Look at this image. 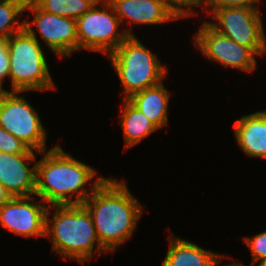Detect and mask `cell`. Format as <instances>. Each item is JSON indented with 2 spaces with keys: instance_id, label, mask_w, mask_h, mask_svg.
I'll return each mask as SVG.
<instances>
[{
  "instance_id": "cell-4",
  "label": "cell",
  "mask_w": 266,
  "mask_h": 266,
  "mask_svg": "<svg viewBox=\"0 0 266 266\" xmlns=\"http://www.w3.org/2000/svg\"><path fill=\"white\" fill-rule=\"evenodd\" d=\"M9 78L11 91H47L56 89L50 75L44 51L32 27L8 38Z\"/></svg>"
},
{
  "instance_id": "cell-9",
  "label": "cell",
  "mask_w": 266,
  "mask_h": 266,
  "mask_svg": "<svg viewBox=\"0 0 266 266\" xmlns=\"http://www.w3.org/2000/svg\"><path fill=\"white\" fill-rule=\"evenodd\" d=\"M193 40L195 46L208 60L248 73L256 68L258 55L251 48L239 45L229 37L218 33L207 21L201 23Z\"/></svg>"
},
{
  "instance_id": "cell-27",
  "label": "cell",
  "mask_w": 266,
  "mask_h": 266,
  "mask_svg": "<svg viewBox=\"0 0 266 266\" xmlns=\"http://www.w3.org/2000/svg\"><path fill=\"white\" fill-rule=\"evenodd\" d=\"M259 266H266V259L262 260V261L259 263Z\"/></svg>"
},
{
  "instance_id": "cell-18",
  "label": "cell",
  "mask_w": 266,
  "mask_h": 266,
  "mask_svg": "<svg viewBox=\"0 0 266 266\" xmlns=\"http://www.w3.org/2000/svg\"><path fill=\"white\" fill-rule=\"evenodd\" d=\"M43 11L77 20L101 0H33Z\"/></svg>"
},
{
  "instance_id": "cell-22",
  "label": "cell",
  "mask_w": 266,
  "mask_h": 266,
  "mask_svg": "<svg viewBox=\"0 0 266 266\" xmlns=\"http://www.w3.org/2000/svg\"><path fill=\"white\" fill-rule=\"evenodd\" d=\"M243 240L251 250L252 265L266 259V231Z\"/></svg>"
},
{
  "instance_id": "cell-24",
  "label": "cell",
  "mask_w": 266,
  "mask_h": 266,
  "mask_svg": "<svg viewBox=\"0 0 266 266\" xmlns=\"http://www.w3.org/2000/svg\"><path fill=\"white\" fill-rule=\"evenodd\" d=\"M261 0H210L209 8L247 7L257 8Z\"/></svg>"
},
{
  "instance_id": "cell-11",
  "label": "cell",
  "mask_w": 266,
  "mask_h": 266,
  "mask_svg": "<svg viewBox=\"0 0 266 266\" xmlns=\"http://www.w3.org/2000/svg\"><path fill=\"white\" fill-rule=\"evenodd\" d=\"M33 200V196L12 197L4 203L0 207L1 226L24 238L45 236L48 206Z\"/></svg>"
},
{
  "instance_id": "cell-17",
  "label": "cell",
  "mask_w": 266,
  "mask_h": 266,
  "mask_svg": "<svg viewBox=\"0 0 266 266\" xmlns=\"http://www.w3.org/2000/svg\"><path fill=\"white\" fill-rule=\"evenodd\" d=\"M123 110H121L120 124L124 134V148H130L133 145L144 140L159 128L139 111L128 99L123 100Z\"/></svg>"
},
{
  "instance_id": "cell-1",
  "label": "cell",
  "mask_w": 266,
  "mask_h": 266,
  "mask_svg": "<svg viewBox=\"0 0 266 266\" xmlns=\"http://www.w3.org/2000/svg\"><path fill=\"white\" fill-rule=\"evenodd\" d=\"M93 184L91 195L82 205L92 217L101 247L113 253L131 237L143 214L142 207L123 181L98 177Z\"/></svg>"
},
{
  "instance_id": "cell-26",
  "label": "cell",
  "mask_w": 266,
  "mask_h": 266,
  "mask_svg": "<svg viewBox=\"0 0 266 266\" xmlns=\"http://www.w3.org/2000/svg\"><path fill=\"white\" fill-rule=\"evenodd\" d=\"M224 266H244L243 264L241 263H238V262H233V263H228V264H225Z\"/></svg>"
},
{
  "instance_id": "cell-25",
  "label": "cell",
  "mask_w": 266,
  "mask_h": 266,
  "mask_svg": "<svg viewBox=\"0 0 266 266\" xmlns=\"http://www.w3.org/2000/svg\"><path fill=\"white\" fill-rule=\"evenodd\" d=\"M11 195L6 191L3 184L0 183V207L11 199Z\"/></svg>"
},
{
  "instance_id": "cell-6",
  "label": "cell",
  "mask_w": 266,
  "mask_h": 266,
  "mask_svg": "<svg viewBox=\"0 0 266 266\" xmlns=\"http://www.w3.org/2000/svg\"><path fill=\"white\" fill-rule=\"evenodd\" d=\"M91 10L76 20L78 51L86 49L105 54L112 53L128 36H135L128 29L118 33L120 19L107 0H101Z\"/></svg>"
},
{
  "instance_id": "cell-14",
  "label": "cell",
  "mask_w": 266,
  "mask_h": 266,
  "mask_svg": "<svg viewBox=\"0 0 266 266\" xmlns=\"http://www.w3.org/2000/svg\"><path fill=\"white\" fill-rule=\"evenodd\" d=\"M234 128L236 142L246 156L266 158V110L243 115Z\"/></svg>"
},
{
  "instance_id": "cell-19",
  "label": "cell",
  "mask_w": 266,
  "mask_h": 266,
  "mask_svg": "<svg viewBox=\"0 0 266 266\" xmlns=\"http://www.w3.org/2000/svg\"><path fill=\"white\" fill-rule=\"evenodd\" d=\"M27 1L0 0V38H9L24 29V20L20 23L18 15L25 12Z\"/></svg>"
},
{
  "instance_id": "cell-5",
  "label": "cell",
  "mask_w": 266,
  "mask_h": 266,
  "mask_svg": "<svg viewBox=\"0 0 266 266\" xmlns=\"http://www.w3.org/2000/svg\"><path fill=\"white\" fill-rule=\"evenodd\" d=\"M108 56L123 86L124 99L161 83L167 75V66L135 36H128Z\"/></svg>"
},
{
  "instance_id": "cell-23",
  "label": "cell",
  "mask_w": 266,
  "mask_h": 266,
  "mask_svg": "<svg viewBox=\"0 0 266 266\" xmlns=\"http://www.w3.org/2000/svg\"><path fill=\"white\" fill-rule=\"evenodd\" d=\"M9 50H8V38H0V90L2 88L3 80L9 77Z\"/></svg>"
},
{
  "instance_id": "cell-20",
  "label": "cell",
  "mask_w": 266,
  "mask_h": 266,
  "mask_svg": "<svg viewBox=\"0 0 266 266\" xmlns=\"http://www.w3.org/2000/svg\"><path fill=\"white\" fill-rule=\"evenodd\" d=\"M210 0H164V4L176 16L177 19L181 17L196 16L197 14L191 8L202 7L207 12L206 6L209 8Z\"/></svg>"
},
{
  "instance_id": "cell-16",
  "label": "cell",
  "mask_w": 266,
  "mask_h": 266,
  "mask_svg": "<svg viewBox=\"0 0 266 266\" xmlns=\"http://www.w3.org/2000/svg\"><path fill=\"white\" fill-rule=\"evenodd\" d=\"M170 92L163 82L132 95L128 100L159 129L168 124Z\"/></svg>"
},
{
  "instance_id": "cell-3",
  "label": "cell",
  "mask_w": 266,
  "mask_h": 266,
  "mask_svg": "<svg viewBox=\"0 0 266 266\" xmlns=\"http://www.w3.org/2000/svg\"><path fill=\"white\" fill-rule=\"evenodd\" d=\"M50 209L54 210L51 219ZM45 236H51L54 252L81 265L91 260L95 244L99 255L106 252L100 245L92 217L82 204L48 206Z\"/></svg>"
},
{
  "instance_id": "cell-12",
  "label": "cell",
  "mask_w": 266,
  "mask_h": 266,
  "mask_svg": "<svg viewBox=\"0 0 266 266\" xmlns=\"http://www.w3.org/2000/svg\"><path fill=\"white\" fill-rule=\"evenodd\" d=\"M35 154H11L0 152V183L11 197L35 195V165L27 164L35 160Z\"/></svg>"
},
{
  "instance_id": "cell-2",
  "label": "cell",
  "mask_w": 266,
  "mask_h": 266,
  "mask_svg": "<svg viewBox=\"0 0 266 266\" xmlns=\"http://www.w3.org/2000/svg\"><path fill=\"white\" fill-rule=\"evenodd\" d=\"M38 154L43 158L35 163V196L47 205L83 204L91 195L85 185L97 171L70 156L59 144Z\"/></svg>"
},
{
  "instance_id": "cell-7",
  "label": "cell",
  "mask_w": 266,
  "mask_h": 266,
  "mask_svg": "<svg viewBox=\"0 0 266 266\" xmlns=\"http://www.w3.org/2000/svg\"><path fill=\"white\" fill-rule=\"evenodd\" d=\"M22 92L0 93V127L8 131L37 153L46 151L47 130L38 112L28 103Z\"/></svg>"
},
{
  "instance_id": "cell-8",
  "label": "cell",
  "mask_w": 266,
  "mask_h": 266,
  "mask_svg": "<svg viewBox=\"0 0 266 266\" xmlns=\"http://www.w3.org/2000/svg\"><path fill=\"white\" fill-rule=\"evenodd\" d=\"M214 22L208 24L218 33L239 45L251 48L259 57L266 53V36L262 18L257 8H209ZM217 22V23H216Z\"/></svg>"
},
{
  "instance_id": "cell-10",
  "label": "cell",
  "mask_w": 266,
  "mask_h": 266,
  "mask_svg": "<svg viewBox=\"0 0 266 266\" xmlns=\"http://www.w3.org/2000/svg\"><path fill=\"white\" fill-rule=\"evenodd\" d=\"M25 11H30L32 21L24 20L25 27L34 25L42 40L57 56H68L78 51L76 20L43 11L33 0H28Z\"/></svg>"
},
{
  "instance_id": "cell-15",
  "label": "cell",
  "mask_w": 266,
  "mask_h": 266,
  "mask_svg": "<svg viewBox=\"0 0 266 266\" xmlns=\"http://www.w3.org/2000/svg\"><path fill=\"white\" fill-rule=\"evenodd\" d=\"M169 237V250L162 266H217L224 258L219 253L208 251L195 243L175 237Z\"/></svg>"
},
{
  "instance_id": "cell-21",
  "label": "cell",
  "mask_w": 266,
  "mask_h": 266,
  "mask_svg": "<svg viewBox=\"0 0 266 266\" xmlns=\"http://www.w3.org/2000/svg\"><path fill=\"white\" fill-rule=\"evenodd\" d=\"M0 152L11 154H35L21 140L10 134L8 131L0 127Z\"/></svg>"
},
{
  "instance_id": "cell-13",
  "label": "cell",
  "mask_w": 266,
  "mask_h": 266,
  "mask_svg": "<svg viewBox=\"0 0 266 266\" xmlns=\"http://www.w3.org/2000/svg\"><path fill=\"white\" fill-rule=\"evenodd\" d=\"M120 19L129 20L132 24L157 25L171 20L176 16L164 4V0H107Z\"/></svg>"
}]
</instances>
